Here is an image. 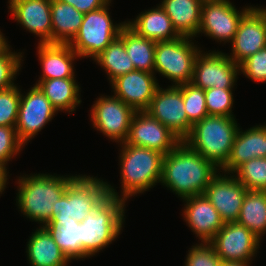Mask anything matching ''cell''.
<instances>
[{
	"mask_svg": "<svg viewBox=\"0 0 266 266\" xmlns=\"http://www.w3.org/2000/svg\"><path fill=\"white\" fill-rule=\"evenodd\" d=\"M218 170L212 162L181 141L173 151L164 155L160 182L184 199L204 194Z\"/></svg>",
	"mask_w": 266,
	"mask_h": 266,
	"instance_id": "obj_1",
	"label": "cell"
},
{
	"mask_svg": "<svg viewBox=\"0 0 266 266\" xmlns=\"http://www.w3.org/2000/svg\"><path fill=\"white\" fill-rule=\"evenodd\" d=\"M108 194L80 223V245L87 257H92L117 239L123 226L125 201L107 183Z\"/></svg>",
	"mask_w": 266,
	"mask_h": 266,
	"instance_id": "obj_2",
	"label": "cell"
},
{
	"mask_svg": "<svg viewBox=\"0 0 266 266\" xmlns=\"http://www.w3.org/2000/svg\"><path fill=\"white\" fill-rule=\"evenodd\" d=\"M74 176L34 174L19 177L18 208L25 217L46 226L52 219L53 205L65 193Z\"/></svg>",
	"mask_w": 266,
	"mask_h": 266,
	"instance_id": "obj_3",
	"label": "cell"
},
{
	"mask_svg": "<svg viewBox=\"0 0 266 266\" xmlns=\"http://www.w3.org/2000/svg\"><path fill=\"white\" fill-rule=\"evenodd\" d=\"M121 144L120 168L121 189L119 198H127L149 190L161 180L164 154L141 146Z\"/></svg>",
	"mask_w": 266,
	"mask_h": 266,
	"instance_id": "obj_4",
	"label": "cell"
},
{
	"mask_svg": "<svg viewBox=\"0 0 266 266\" xmlns=\"http://www.w3.org/2000/svg\"><path fill=\"white\" fill-rule=\"evenodd\" d=\"M238 129L234 117L208 115L193 125L184 141L221 169L227 163Z\"/></svg>",
	"mask_w": 266,
	"mask_h": 266,
	"instance_id": "obj_5",
	"label": "cell"
},
{
	"mask_svg": "<svg viewBox=\"0 0 266 266\" xmlns=\"http://www.w3.org/2000/svg\"><path fill=\"white\" fill-rule=\"evenodd\" d=\"M108 194L107 182L93 176L78 175L53 205L50 222H83L88 213Z\"/></svg>",
	"mask_w": 266,
	"mask_h": 266,
	"instance_id": "obj_6",
	"label": "cell"
},
{
	"mask_svg": "<svg viewBox=\"0 0 266 266\" xmlns=\"http://www.w3.org/2000/svg\"><path fill=\"white\" fill-rule=\"evenodd\" d=\"M193 37L181 36L155 44V72L173 81L174 86L191 83L194 64L200 49L192 42Z\"/></svg>",
	"mask_w": 266,
	"mask_h": 266,
	"instance_id": "obj_7",
	"label": "cell"
},
{
	"mask_svg": "<svg viewBox=\"0 0 266 266\" xmlns=\"http://www.w3.org/2000/svg\"><path fill=\"white\" fill-rule=\"evenodd\" d=\"M111 0L103 7L84 14L83 22L69 46L79 55V58L94 59L110 43L119 37L126 22L113 24L108 12Z\"/></svg>",
	"mask_w": 266,
	"mask_h": 266,
	"instance_id": "obj_8",
	"label": "cell"
},
{
	"mask_svg": "<svg viewBox=\"0 0 266 266\" xmlns=\"http://www.w3.org/2000/svg\"><path fill=\"white\" fill-rule=\"evenodd\" d=\"M145 111L166 126L181 141L190 135L193 125L186 115L181 85L172 84L166 89L159 86Z\"/></svg>",
	"mask_w": 266,
	"mask_h": 266,
	"instance_id": "obj_9",
	"label": "cell"
},
{
	"mask_svg": "<svg viewBox=\"0 0 266 266\" xmlns=\"http://www.w3.org/2000/svg\"><path fill=\"white\" fill-rule=\"evenodd\" d=\"M135 110L112 96H100L92 105L91 121L94 128L109 139L123 143L127 140Z\"/></svg>",
	"mask_w": 266,
	"mask_h": 266,
	"instance_id": "obj_10",
	"label": "cell"
},
{
	"mask_svg": "<svg viewBox=\"0 0 266 266\" xmlns=\"http://www.w3.org/2000/svg\"><path fill=\"white\" fill-rule=\"evenodd\" d=\"M260 239L243 224L227 222L209 241L223 262H246L259 250Z\"/></svg>",
	"mask_w": 266,
	"mask_h": 266,
	"instance_id": "obj_11",
	"label": "cell"
},
{
	"mask_svg": "<svg viewBox=\"0 0 266 266\" xmlns=\"http://www.w3.org/2000/svg\"><path fill=\"white\" fill-rule=\"evenodd\" d=\"M201 52L195 60L191 83L202 90L232 89L239 74V65L223 52Z\"/></svg>",
	"mask_w": 266,
	"mask_h": 266,
	"instance_id": "obj_12",
	"label": "cell"
},
{
	"mask_svg": "<svg viewBox=\"0 0 266 266\" xmlns=\"http://www.w3.org/2000/svg\"><path fill=\"white\" fill-rule=\"evenodd\" d=\"M251 8L239 12L229 0L203 2L198 35L202 32L220 43L232 42L240 21Z\"/></svg>",
	"mask_w": 266,
	"mask_h": 266,
	"instance_id": "obj_13",
	"label": "cell"
},
{
	"mask_svg": "<svg viewBox=\"0 0 266 266\" xmlns=\"http://www.w3.org/2000/svg\"><path fill=\"white\" fill-rule=\"evenodd\" d=\"M30 89L25 96L21 94L15 127L17 137L24 145L58 112L38 85L35 84Z\"/></svg>",
	"mask_w": 266,
	"mask_h": 266,
	"instance_id": "obj_14",
	"label": "cell"
},
{
	"mask_svg": "<svg viewBox=\"0 0 266 266\" xmlns=\"http://www.w3.org/2000/svg\"><path fill=\"white\" fill-rule=\"evenodd\" d=\"M127 144L153 149L166 155L181 140L146 111H136L132 117Z\"/></svg>",
	"mask_w": 266,
	"mask_h": 266,
	"instance_id": "obj_15",
	"label": "cell"
},
{
	"mask_svg": "<svg viewBox=\"0 0 266 266\" xmlns=\"http://www.w3.org/2000/svg\"><path fill=\"white\" fill-rule=\"evenodd\" d=\"M231 44L232 53L227 56L238 65L266 47V14L261 8L252 7L243 16Z\"/></svg>",
	"mask_w": 266,
	"mask_h": 266,
	"instance_id": "obj_16",
	"label": "cell"
},
{
	"mask_svg": "<svg viewBox=\"0 0 266 266\" xmlns=\"http://www.w3.org/2000/svg\"><path fill=\"white\" fill-rule=\"evenodd\" d=\"M226 174V172L224 175L223 172L222 175L220 172L216 174L204 192L224 223L238 220L244 197L248 191L234 175Z\"/></svg>",
	"mask_w": 266,
	"mask_h": 266,
	"instance_id": "obj_17",
	"label": "cell"
},
{
	"mask_svg": "<svg viewBox=\"0 0 266 266\" xmlns=\"http://www.w3.org/2000/svg\"><path fill=\"white\" fill-rule=\"evenodd\" d=\"M114 96L135 111H145L159 88L154 73L135 70L121 75L111 82Z\"/></svg>",
	"mask_w": 266,
	"mask_h": 266,
	"instance_id": "obj_18",
	"label": "cell"
},
{
	"mask_svg": "<svg viewBox=\"0 0 266 266\" xmlns=\"http://www.w3.org/2000/svg\"><path fill=\"white\" fill-rule=\"evenodd\" d=\"M17 23L40 37L39 44L52 43L51 0H9Z\"/></svg>",
	"mask_w": 266,
	"mask_h": 266,
	"instance_id": "obj_19",
	"label": "cell"
},
{
	"mask_svg": "<svg viewBox=\"0 0 266 266\" xmlns=\"http://www.w3.org/2000/svg\"><path fill=\"white\" fill-rule=\"evenodd\" d=\"M183 200L184 220L201 242H209L225 224L220 214L204 194Z\"/></svg>",
	"mask_w": 266,
	"mask_h": 266,
	"instance_id": "obj_20",
	"label": "cell"
},
{
	"mask_svg": "<svg viewBox=\"0 0 266 266\" xmlns=\"http://www.w3.org/2000/svg\"><path fill=\"white\" fill-rule=\"evenodd\" d=\"M266 157V124L237 131L227 163L220 169L228 175L253 158Z\"/></svg>",
	"mask_w": 266,
	"mask_h": 266,
	"instance_id": "obj_21",
	"label": "cell"
},
{
	"mask_svg": "<svg viewBox=\"0 0 266 266\" xmlns=\"http://www.w3.org/2000/svg\"><path fill=\"white\" fill-rule=\"evenodd\" d=\"M37 49L43 70L40 80L75 78L72 64L79 55L69 44L38 43Z\"/></svg>",
	"mask_w": 266,
	"mask_h": 266,
	"instance_id": "obj_22",
	"label": "cell"
},
{
	"mask_svg": "<svg viewBox=\"0 0 266 266\" xmlns=\"http://www.w3.org/2000/svg\"><path fill=\"white\" fill-rule=\"evenodd\" d=\"M126 24L138 35L156 42L170 41L181 37L160 4L157 8L141 12L135 20L128 21Z\"/></svg>",
	"mask_w": 266,
	"mask_h": 266,
	"instance_id": "obj_23",
	"label": "cell"
},
{
	"mask_svg": "<svg viewBox=\"0 0 266 266\" xmlns=\"http://www.w3.org/2000/svg\"><path fill=\"white\" fill-rule=\"evenodd\" d=\"M26 252L30 266H67L70 261L45 226L31 234Z\"/></svg>",
	"mask_w": 266,
	"mask_h": 266,
	"instance_id": "obj_24",
	"label": "cell"
},
{
	"mask_svg": "<svg viewBox=\"0 0 266 266\" xmlns=\"http://www.w3.org/2000/svg\"><path fill=\"white\" fill-rule=\"evenodd\" d=\"M201 0H162L160 6L181 36L195 37L200 28Z\"/></svg>",
	"mask_w": 266,
	"mask_h": 266,
	"instance_id": "obj_25",
	"label": "cell"
},
{
	"mask_svg": "<svg viewBox=\"0 0 266 266\" xmlns=\"http://www.w3.org/2000/svg\"><path fill=\"white\" fill-rule=\"evenodd\" d=\"M84 13L72 5L51 0L52 43L69 44L77 35Z\"/></svg>",
	"mask_w": 266,
	"mask_h": 266,
	"instance_id": "obj_26",
	"label": "cell"
},
{
	"mask_svg": "<svg viewBox=\"0 0 266 266\" xmlns=\"http://www.w3.org/2000/svg\"><path fill=\"white\" fill-rule=\"evenodd\" d=\"M57 111L73 112L81 103L75 78L38 80L36 83Z\"/></svg>",
	"mask_w": 266,
	"mask_h": 266,
	"instance_id": "obj_27",
	"label": "cell"
},
{
	"mask_svg": "<svg viewBox=\"0 0 266 266\" xmlns=\"http://www.w3.org/2000/svg\"><path fill=\"white\" fill-rule=\"evenodd\" d=\"M119 38L124 42L135 70L154 73L156 41L138 35L127 24L121 29Z\"/></svg>",
	"mask_w": 266,
	"mask_h": 266,
	"instance_id": "obj_28",
	"label": "cell"
},
{
	"mask_svg": "<svg viewBox=\"0 0 266 266\" xmlns=\"http://www.w3.org/2000/svg\"><path fill=\"white\" fill-rule=\"evenodd\" d=\"M237 222L261 240L266 232V191H247Z\"/></svg>",
	"mask_w": 266,
	"mask_h": 266,
	"instance_id": "obj_29",
	"label": "cell"
},
{
	"mask_svg": "<svg viewBox=\"0 0 266 266\" xmlns=\"http://www.w3.org/2000/svg\"><path fill=\"white\" fill-rule=\"evenodd\" d=\"M93 60L106 71L110 82L121 75L135 71V67L125 49L124 42L119 37Z\"/></svg>",
	"mask_w": 266,
	"mask_h": 266,
	"instance_id": "obj_30",
	"label": "cell"
},
{
	"mask_svg": "<svg viewBox=\"0 0 266 266\" xmlns=\"http://www.w3.org/2000/svg\"><path fill=\"white\" fill-rule=\"evenodd\" d=\"M45 227L70 262L71 259L87 258L80 245V222L75 219L68 222H49Z\"/></svg>",
	"mask_w": 266,
	"mask_h": 266,
	"instance_id": "obj_31",
	"label": "cell"
},
{
	"mask_svg": "<svg viewBox=\"0 0 266 266\" xmlns=\"http://www.w3.org/2000/svg\"><path fill=\"white\" fill-rule=\"evenodd\" d=\"M233 174L247 190L266 191V157L245 162Z\"/></svg>",
	"mask_w": 266,
	"mask_h": 266,
	"instance_id": "obj_32",
	"label": "cell"
},
{
	"mask_svg": "<svg viewBox=\"0 0 266 266\" xmlns=\"http://www.w3.org/2000/svg\"><path fill=\"white\" fill-rule=\"evenodd\" d=\"M181 92L186 115L192 125L208 116L204 90L187 83L181 85Z\"/></svg>",
	"mask_w": 266,
	"mask_h": 266,
	"instance_id": "obj_33",
	"label": "cell"
},
{
	"mask_svg": "<svg viewBox=\"0 0 266 266\" xmlns=\"http://www.w3.org/2000/svg\"><path fill=\"white\" fill-rule=\"evenodd\" d=\"M233 90L209 88L204 90L208 115L235 117L232 113Z\"/></svg>",
	"mask_w": 266,
	"mask_h": 266,
	"instance_id": "obj_34",
	"label": "cell"
},
{
	"mask_svg": "<svg viewBox=\"0 0 266 266\" xmlns=\"http://www.w3.org/2000/svg\"><path fill=\"white\" fill-rule=\"evenodd\" d=\"M21 91L16 84L0 90V126L16 127Z\"/></svg>",
	"mask_w": 266,
	"mask_h": 266,
	"instance_id": "obj_35",
	"label": "cell"
},
{
	"mask_svg": "<svg viewBox=\"0 0 266 266\" xmlns=\"http://www.w3.org/2000/svg\"><path fill=\"white\" fill-rule=\"evenodd\" d=\"M9 48L5 53L0 54V90L14 86V78L21 69L23 55L21 52H11Z\"/></svg>",
	"mask_w": 266,
	"mask_h": 266,
	"instance_id": "obj_36",
	"label": "cell"
},
{
	"mask_svg": "<svg viewBox=\"0 0 266 266\" xmlns=\"http://www.w3.org/2000/svg\"><path fill=\"white\" fill-rule=\"evenodd\" d=\"M24 144L18 139L15 127L0 126V165L7 171V162L19 154Z\"/></svg>",
	"mask_w": 266,
	"mask_h": 266,
	"instance_id": "obj_37",
	"label": "cell"
},
{
	"mask_svg": "<svg viewBox=\"0 0 266 266\" xmlns=\"http://www.w3.org/2000/svg\"><path fill=\"white\" fill-rule=\"evenodd\" d=\"M188 252L185 266H221L223 262L209 242L196 244Z\"/></svg>",
	"mask_w": 266,
	"mask_h": 266,
	"instance_id": "obj_38",
	"label": "cell"
},
{
	"mask_svg": "<svg viewBox=\"0 0 266 266\" xmlns=\"http://www.w3.org/2000/svg\"><path fill=\"white\" fill-rule=\"evenodd\" d=\"M239 71L254 82H266V47L241 62Z\"/></svg>",
	"mask_w": 266,
	"mask_h": 266,
	"instance_id": "obj_39",
	"label": "cell"
},
{
	"mask_svg": "<svg viewBox=\"0 0 266 266\" xmlns=\"http://www.w3.org/2000/svg\"><path fill=\"white\" fill-rule=\"evenodd\" d=\"M76 8L79 12L88 13L106 5L110 0H59Z\"/></svg>",
	"mask_w": 266,
	"mask_h": 266,
	"instance_id": "obj_40",
	"label": "cell"
},
{
	"mask_svg": "<svg viewBox=\"0 0 266 266\" xmlns=\"http://www.w3.org/2000/svg\"><path fill=\"white\" fill-rule=\"evenodd\" d=\"M9 172H7L1 165H0V194L3 193L5 190V187L8 183L7 182V177Z\"/></svg>",
	"mask_w": 266,
	"mask_h": 266,
	"instance_id": "obj_41",
	"label": "cell"
},
{
	"mask_svg": "<svg viewBox=\"0 0 266 266\" xmlns=\"http://www.w3.org/2000/svg\"><path fill=\"white\" fill-rule=\"evenodd\" d=\"M5 36L2 34L0 30V54L5 53L11 46L7 44Z\"/></svg>",
	"mask_w": 266,
	"mask_h": 266,
	"instance_id": "obj_42",
	"label": "cell"
},
{
	"mask_svg": "<svg viewBox=\"0 0 266 266\" xmlns=\"http://www.w3.org/2000/svg\"><path fill=\"white\" fill-rule=\"evenodd\" d=\"M246 262H222L221 266H250Z\"/></svg>",
	"mask_w": 266,
	"mask_h": 266,
	"instance_id": "obj_43",
	"label": "cell"
},
{
	"mask_svg": "<svg viewBox=\"0 0 266 266\" xmlns=\"http://www.w3.org/2000/svg\"><path fill=\"white\" fill-rule=\"evenodd\" d=\"M202 2H214V1H224V0H201Z\"/></svg>",
	"mask_w": 266,
	"mask_h": 266,
	"instance_id": "obj_44",
	"label": "cell"
},
{
	"mask_svg": "<svg viewBox=\"0 0 266 266\" xmlns=\"http://www.w3.org/2000/svg\"><path fill=\"white\" fill-rule=\"evenodd\" d=\"M261 9L266 14V8H261Z\"/></svg>",
	"mask_w": 266,
	"mask_h": 266,
	"instance_id": "obj_45",
	"label": "cell"
}]
</instances>
